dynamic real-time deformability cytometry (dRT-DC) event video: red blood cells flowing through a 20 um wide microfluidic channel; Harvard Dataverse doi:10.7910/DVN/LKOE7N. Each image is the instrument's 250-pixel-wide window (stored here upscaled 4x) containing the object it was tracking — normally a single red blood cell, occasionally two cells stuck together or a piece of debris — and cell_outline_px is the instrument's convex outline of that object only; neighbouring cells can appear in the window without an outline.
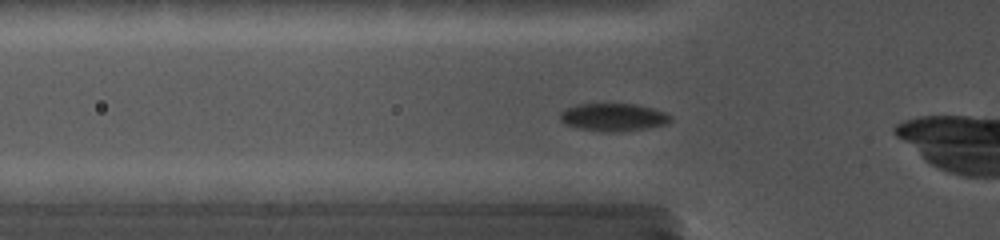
{"species": "common noctule bat (a hibernating species)", "species_latin": "Nyctalus noctula", "temperature_condition": "cold", "stored_images_in_passage": 56, "camera_frame_rate_fps": 5000, "um_per_image_px": 0.085, "animal": {"sex": "female", "body_mass_g": 19.0, "forearm_length_mm": 56.7}, "frame": {"image": 1, "passage_image": 5, "time_ms": 1.6, "image_size_px": [1000, 240], "cell_outline_px": [[672, 120], [664, 124], [648, 128], [604, 132], [580, 128], [564, 124], [560, 120], [560, 112], [564, 108], [576, 104], [636, 104], [652, 108], [664, 112], [672, 116]], "centroid_in_image_um": [52.1, 9.95], "position_along_channel_um": 73.7, "area_um2": 17.74}}
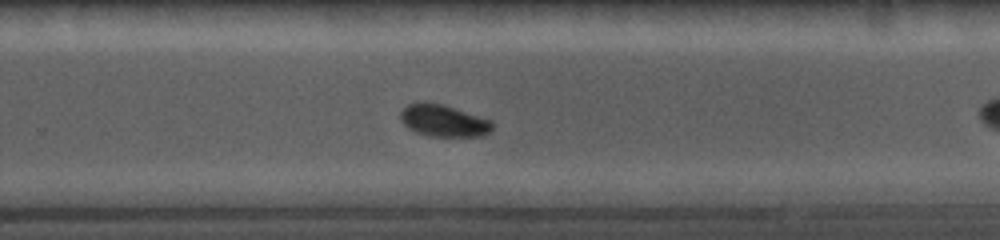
{"frame": {"image": 2, "passage_image": 25, "time_ms": 7.4, "image_size_px": [1000, 240], "cell_outline_px": [[496, 124], [484, 136], [428, 136], [416, 132], [408, 128], [400, 120], [400, 112], [408, 104], [424, 100], [444, 104], [492, 120]], "centroid_in_image_um": [37.7, 10.24], "position_along_channel_um": 292.1, "area_um2": 17.46}}
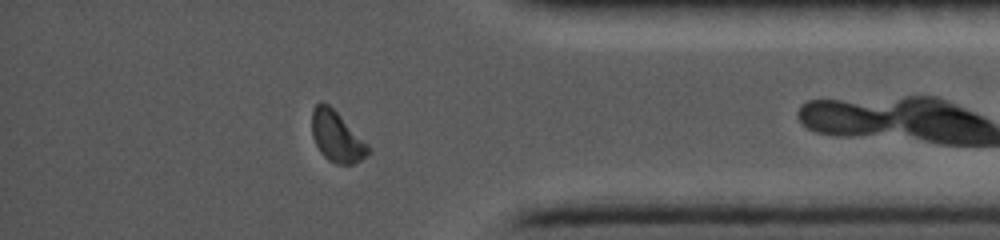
{"frame": {"image": 3, "passage_image": 43, "time_ms": 10.6, "image_size_px": [1000, 240], "cell_outline_px": [[372, 152], [360, 160], [352, 164], [336, 164], [328, 160], [320, 152], [312, 136], [312, 108], [320, 100], [328, 104], [368, 144]], "centroid_in_image_um": [28.61, 11.62], "position_along_channel_um": 406.6, "area_um2": 16.53}}